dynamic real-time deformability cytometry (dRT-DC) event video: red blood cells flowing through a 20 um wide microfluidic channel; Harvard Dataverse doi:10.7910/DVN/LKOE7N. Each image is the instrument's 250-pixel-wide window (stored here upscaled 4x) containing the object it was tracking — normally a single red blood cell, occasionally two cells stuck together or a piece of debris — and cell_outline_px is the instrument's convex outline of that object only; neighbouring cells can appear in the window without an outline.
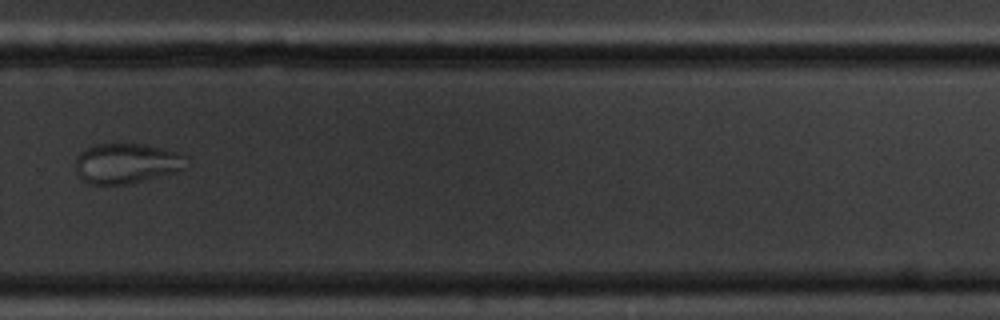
{"species": "common noctule bat (a hibernating species)", "species_latin": "Nyctalus noctula", "temperature_condition": "cold", "stored_images_in_passage": 16, "camera_frame_rate_fps": 3000, "um_per_image_px": 0.085, "animal": {"sex": "male", "body_mass_g": 20.1, "forearm_length_mm": 53.5}, "frame": {"image": 1, "passage_image": 12, "time_ms": 13.667, "image_size_px": [1000, 320], "cell_outline_px": [[188, 168], [176, 172], [128, 184], [92, 184], [84, 180], [76, 172], [76, 160], [80, 152], [96, 144], [144, 144], [176, 152], [188, 156]], "centroid_in_image_um": [10.81, 13.89], "position_along_channel_um": 319.0, "area_um2": 25.89}}